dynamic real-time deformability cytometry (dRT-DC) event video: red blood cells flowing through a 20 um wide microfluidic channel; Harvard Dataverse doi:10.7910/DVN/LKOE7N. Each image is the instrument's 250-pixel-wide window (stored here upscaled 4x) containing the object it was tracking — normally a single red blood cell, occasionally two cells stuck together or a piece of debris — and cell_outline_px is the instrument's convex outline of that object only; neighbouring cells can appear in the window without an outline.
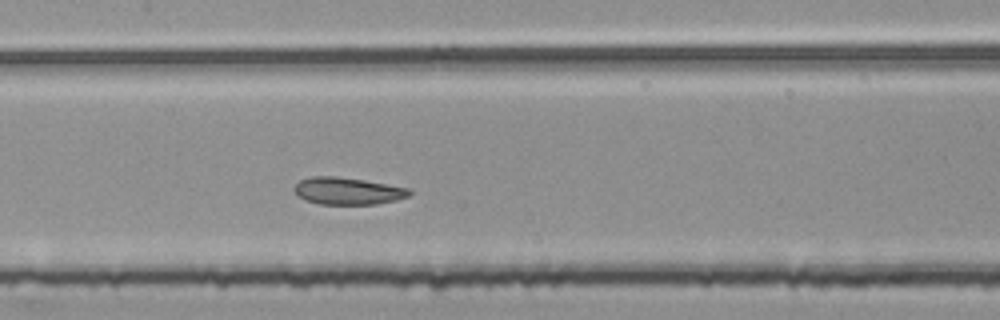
{"species": "common noctule bat (a hibernating species)", "species_latin": "Nyctalus noctula", "temperature_condition": "room temperature", "stored_images_in_passage": 44, "segment_of_instrument_passage": [2, 2], "camera_frame_rate_fps": 3000, "um_per_image_px": 0.085, "animal": {"sex": "female", "body_mass_g": 25.1}, "frame": {"image": 1, "passage_image": 20, "time_ms": 6.333, "image_size_px": [1000, 320], "cell_outline_px": [[412, 192], [408, 196], [396, 200], [376, 204], [320, 204], [308, 200], [300, 196], [292, 188], [300, 180], [312, 176], [336, 176], [364, 180], [412, 188]], "centroid_in_image_um": [29.6, 16.22], "position_along_channel_um": 177.8, "area_um2": 18.15}}
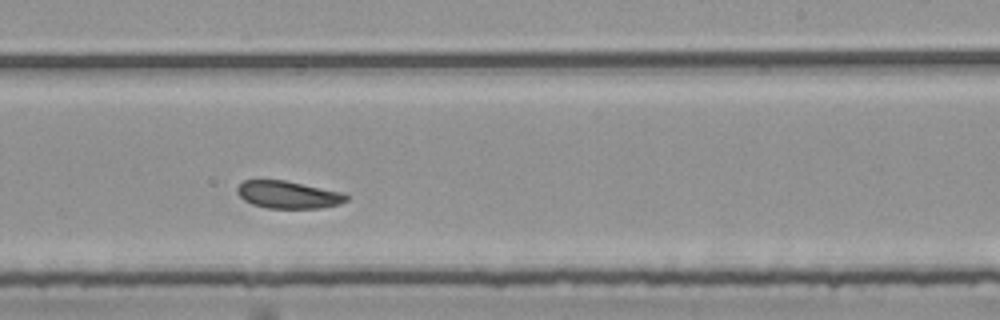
{"frame": {"image": 2, "passage_image": 27, "time_ms": 8.667, "image_size_px": [1000, 320], "cell_outline_px": [[348, 200], [340, 204], [320, 208], [268, 208], [252, 204], [244, 200], [236, 192], [236, 188], [244, 180], [284, 180], [344, 192], [348, 196]], "centroid_in_image_um": [24.51, 16.55], "position_along_channel_um": 264.5, "area_um2": 17.51}}
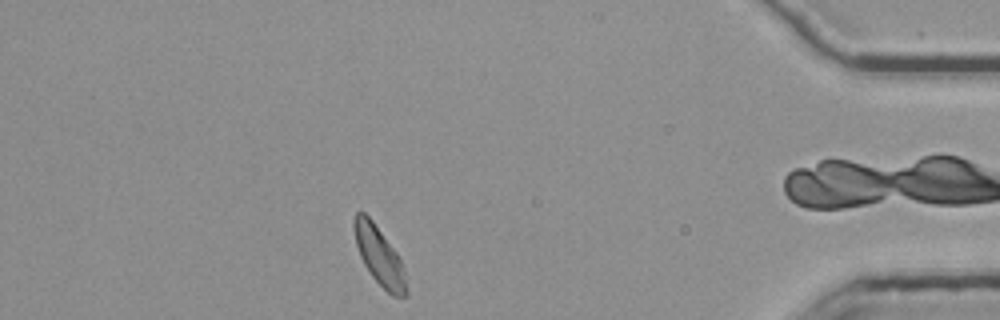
{"frame": {"image": 3, "passage_image": 42, "time_ms": 13.667, "image_size_px": [1000, 320], "cell_outline_px": [[408, 296], [392, 296], [372, 276], [364, 264], [360, 256], [356, 244], [352, 224], [352, 220], [356, 212], [364, 212], [372, 220], [396, 252], [400, 260], [404, 272], [408, 292]], "centroid_in_image_um": [32.22, 21.73], "position_along_channel_um": 403.0, "area_um2": 17.51}}